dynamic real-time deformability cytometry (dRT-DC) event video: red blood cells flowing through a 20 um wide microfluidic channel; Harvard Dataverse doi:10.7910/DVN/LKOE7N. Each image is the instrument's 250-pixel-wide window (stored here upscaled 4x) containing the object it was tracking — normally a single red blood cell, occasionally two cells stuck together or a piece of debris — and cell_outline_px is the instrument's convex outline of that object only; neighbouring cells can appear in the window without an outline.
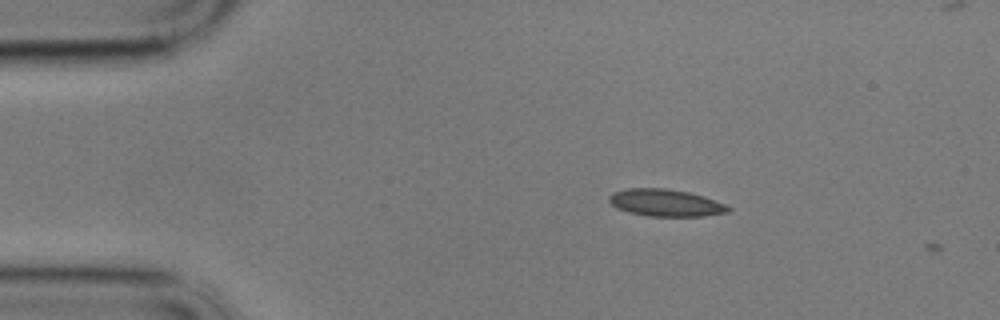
{"species": "common noctule bat (a hibernating species)", "species_latin": "Nyctalus noctula", "temperature_condition": "cold", "stored_images_in_passage": 3, "camera_frame_rate_fps": 3000, "um_per_image_px": 0.085, "animal": {"sex": "male", "body_mass_g": 17.9}, "frame": {"image": 1, "passage_image": 2, "time_ms": 0.333, "image_size_px": [1000, 320], "cell_outline_px": [[732, 208], [728, 212], [704, 216], [648, 216], [628, 212], [616, 208], [608, 200], [608, 196], [612, 192], [628, 188], [664, 188], [688, 192], [704, 196], [724, 204]], "centroid_in_image_um": [56.54, 17.24], "position_along_channel_um": 28.5, "area_um2": 18.84}}